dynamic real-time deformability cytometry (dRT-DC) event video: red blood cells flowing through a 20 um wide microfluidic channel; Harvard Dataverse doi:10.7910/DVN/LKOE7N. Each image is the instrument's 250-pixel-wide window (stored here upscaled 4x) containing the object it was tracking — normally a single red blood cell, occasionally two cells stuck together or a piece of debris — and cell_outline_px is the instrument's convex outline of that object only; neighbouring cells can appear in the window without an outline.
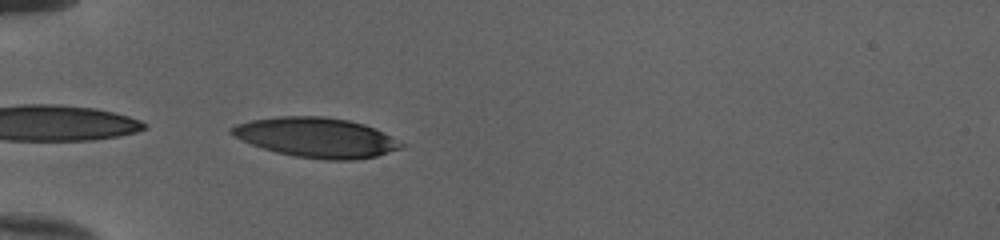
{"species": "human", "species_latin": "Homo sapiens", "temperature_condition": "cold", "stored_images_in_passage": 34, "camera_frame_rate_fps": 3000, "um_per_image_px": 0.085, "donor": {"sex": "female"}, "frame": {"image": 1, "passage_image": 1, "time_ms": 0.0, "image_size_px": [1000, 240], "cell_outline_px": [[408, 144], [404, 148], [376, 156], [356, 160], [328, 160], [296, 156], [276, 152], [252, 144], [228, 132], [228, 128], [236, 124], [252, 120], [280, 116], [324, 116], [348, 120], [364, 124]], "centroid_in_image_um": [26.94, 11.69], "position_along_channel_um": 58.1, "area_um2": 39.25}}
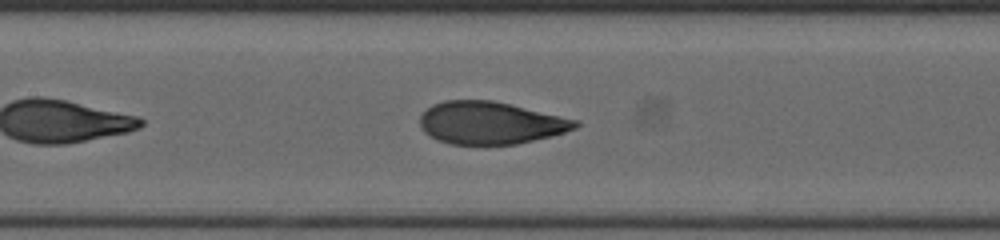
{"frame": {"image": 2, "passage_image": 10, "time_ms": 3.0, "image_size_px": [1000, 240], "cell_outline_px": [[580, 124], [576, 128], [552, 136], [516, 144], [484, 148], [448, 144], [436, 140], [424, 132], [420, 128], [420, 116], [432, 104], [444, 100], [492, 100], [580, 120]], "centroid_in_image_um": [41.66, 10.49], "position_along_channel_um": 165.7, "area_um2": 39.54}}
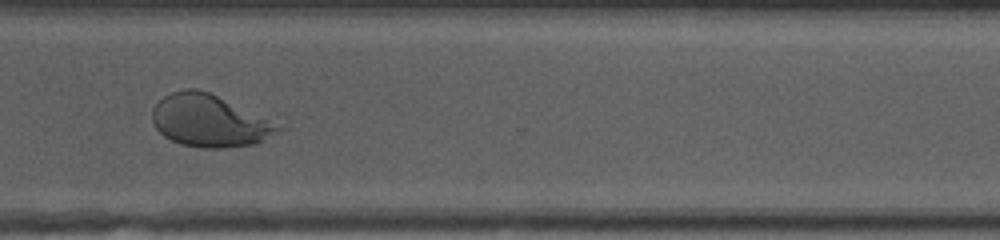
{"frame": {"image": 3, "passage_image": 24, "time_ms": 7.667, "image_size_px": [1000, 240], "cell_outline_px": [[288, 128], [256, 144], [224, 148], [200, 148], [180, 144], [164, 136], [156, 128], [152, 120], [152, 108], [164, 96], [172, 92], [184, 88], [196, 88], [208, 92]], "centroid_in_image_um": [17.81, 10.29], "position_along_channel_um": 352.8, "area_um2": 38.26}, "authors_computed_cell_mechanics": {"area_um2": 39.3907, "velocity_mm_per_s": 4.0106, "shape_relaxation_time_tau1_ms": 3.9986, "shape_relaxation_time_tau2_ms": null, "deformation_change_tau1": 0.2035, "deformation_change_tau2": null}}